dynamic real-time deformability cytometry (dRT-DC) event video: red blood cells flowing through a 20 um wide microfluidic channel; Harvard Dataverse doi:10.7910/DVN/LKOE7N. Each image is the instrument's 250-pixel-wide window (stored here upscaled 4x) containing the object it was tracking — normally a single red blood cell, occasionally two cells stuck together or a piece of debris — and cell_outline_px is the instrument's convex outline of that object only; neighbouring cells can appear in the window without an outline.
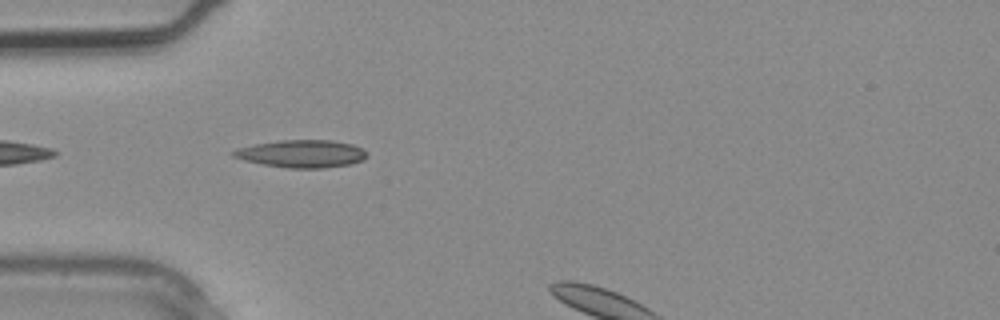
{"species": "common noctule bat (a hibernating species)", "species_latin": "Nyctalus noctula", "temperature_condition": "warm", "stored_images_in_passage": 3, "camera_frame_rate_fps": 3000, "um_per_image_px": 0.085, "animal": {"sex": "male", "body_mass_g": 20.4}, "frame": {"image": 1, "passage_image": 2, "time_ms": 0.333, "image_size_px": [1000, 320], "cell_outline_px": [[368, 156], [364, 160], [352, 164], [324, 168], [288, 168], [264, 164], [244, 160], [232, 156], [232, 152], [236, 148], [256, 144], [280, 140], [332, 140], [352, 144], [368, 152]], "centroid_in_image_um": [25.69, 13.07], "position_along_channel_um": 59.3, "area_um2": 21.5}}